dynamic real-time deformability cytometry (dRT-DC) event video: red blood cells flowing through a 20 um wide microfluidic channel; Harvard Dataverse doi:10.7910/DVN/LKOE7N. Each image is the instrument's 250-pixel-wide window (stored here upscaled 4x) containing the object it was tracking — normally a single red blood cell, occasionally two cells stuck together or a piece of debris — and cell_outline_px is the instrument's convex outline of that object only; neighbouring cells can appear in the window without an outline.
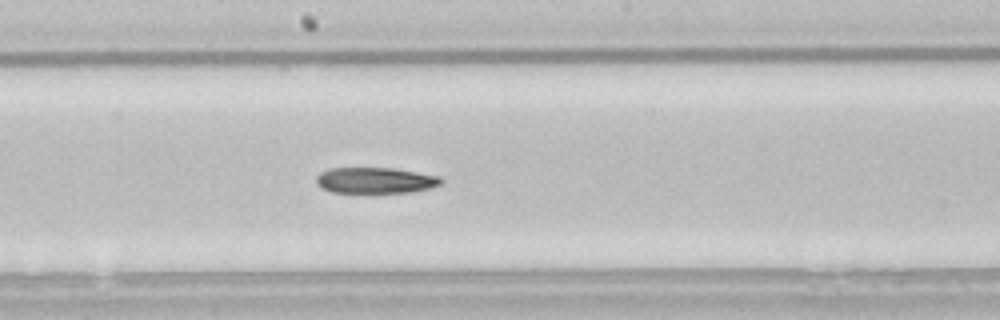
{"species": "common noctule bat (a hibernating species)", "species_latin": "Nyctalus noctula", "temperature_condition": "room temperature", "stored_images_in_passage": 45, "camera_frame_rate_fps": 3000, "um_per_image_px": 0.085, "animal": {"sex": "male", "body_mass_g": 21.5, "forearm_length_mm": 52.0}, "frame": {"image": 1, "passage_image": 20, "time_ms": 6.333, "image_size_px": [1000, 320], "cell_outline_px": [[444, 180], [440, 184], [428, 188], [408, 192], [332, 192], [320, 188], [316, 184], [316, 176], [320, 172], [328, 168], [392, 168], [440, 176]], "centroid_in_image_um": [31.85, 15.32], "position_along_channel_um": 216.3, "area_um2": 18.79}, "authors_computed_cell_mechanics": {"area_um2": 20.0566, "velocity_mm_per_s": 3.8363, "shape_relaxation_time_tau1_ms": null, "shape_relaxation_time_tau2_ms": 4.9925, "deformation_change_tau1": null, "deformation_change_tau2": 0.1104}}